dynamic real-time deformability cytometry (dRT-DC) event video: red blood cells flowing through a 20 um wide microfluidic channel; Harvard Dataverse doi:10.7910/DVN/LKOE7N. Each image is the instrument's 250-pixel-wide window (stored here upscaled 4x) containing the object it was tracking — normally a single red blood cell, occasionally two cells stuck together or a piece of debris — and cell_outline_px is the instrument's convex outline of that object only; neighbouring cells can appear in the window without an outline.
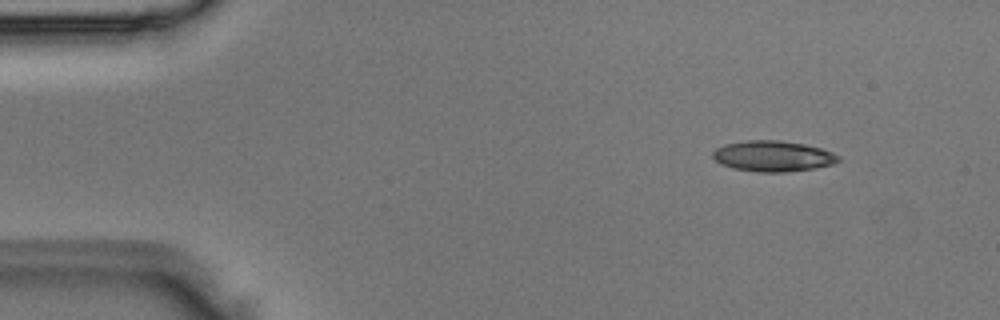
{"species": "Egyptian fruit bat (a non-hibernating species)", "species_latin": "Rousettus aegyptiacus", "temperature_condition": "room temperature", "stored_images_in_passage": 6, "camera_frame_rate_fps": 3000, "um_per_image_px": 0.085, "animal": {"sex": "male"}, "frame": {"image": 1, "passage_image": 1, "time_ms": 0.0, "image_size_px": [1000, 320], "cell_outline_px": [[840, 160], [832, 164], [816, 168], [784, 172], [760, 172], [732, 168], [720, 164], [712, 156], [712, 152], [716, 148], [724, 144], [748, 140], [780, 140], [804, 144], [820, 148], [832, 152], [840, 156]], "centroid_in_image_um": [65.69, 13.27], "position_along_channel_um": 19.3, "area_um2": 22.54}}